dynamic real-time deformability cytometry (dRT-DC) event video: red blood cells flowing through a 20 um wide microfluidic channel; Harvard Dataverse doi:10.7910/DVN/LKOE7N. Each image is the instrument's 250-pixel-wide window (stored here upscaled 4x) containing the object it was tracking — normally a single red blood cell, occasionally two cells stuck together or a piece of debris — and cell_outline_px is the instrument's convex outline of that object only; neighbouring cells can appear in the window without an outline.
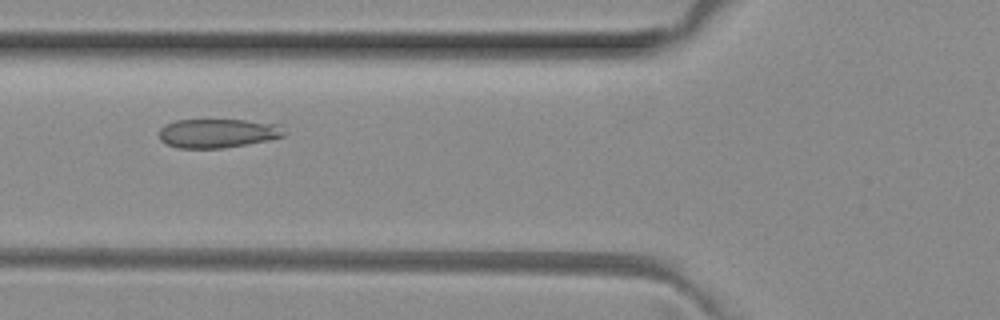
{"species": "common noctule bat (a hibernating species)", "species_latin": "Nyctalus noctula", "temperature_condition": "room temperature", "stored_images_in_passage": 4, "camera_frame_rate_fps": 3000, "um_per_image_px": 0.085, "animal": {"sex": "female", "body_mass_g": 29.2, "forearm_length_mm": 56.3}, "frame": {"image": 1, "passage_image": 3, "time_ms": 0.667, "image_size_px": [1000, 320], "cell_outline_px": [[288, 132], [284, 136], [224, 148], [180, 148], [168, 144], [160, 140], [160, 128], [164, 124], [176, 120], [244, 120], [280, 124]], "centroid_in_image_um": [18.52, 11.31], "position_along_channel_um": 107.3, "area_um2": 21.04}}
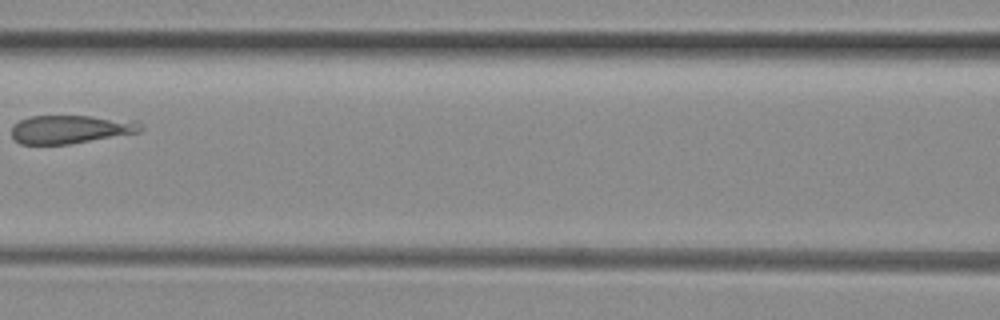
{"frame": {"image": 2, "passage_image": 4, "time_ms": 1.0, "image_size_px": [1000, 320], "cell_outline_px": [[144, 128], [140, 132], [68, 144], [20, 144], [12, 136], [12, 124], [28, 116], [92, 116], [140, 120], [144, 124]], "centroid_in_image_um": [6.06, 10.97], "position_along_channel_um": 160.5, "area_um2": 21.62}}